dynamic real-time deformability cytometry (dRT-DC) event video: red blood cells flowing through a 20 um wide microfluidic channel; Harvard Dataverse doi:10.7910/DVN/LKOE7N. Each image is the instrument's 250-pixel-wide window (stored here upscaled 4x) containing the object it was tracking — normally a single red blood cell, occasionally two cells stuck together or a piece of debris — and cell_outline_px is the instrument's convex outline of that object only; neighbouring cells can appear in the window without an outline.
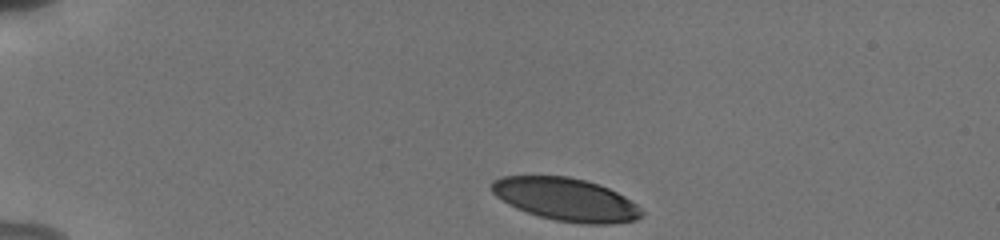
{"species": "human", "species_latin": "Homo sapiens", "temperature_condition": "cold", "stored_images_in_passage": 29, "camera_frame_rate_fps": 3000, "um_per_image_px": 0.085, "donor": {"sex": "male"}, "frame": {"image": 1, "passage_image": 1, "time_ms": 0.0, "image_size_px": [1000, 240], "cell_outline_px": [[644, 212], [636, 220], [608, 224], [584, 224], [556, 220], [540, 216], [516, 208], [508, 204], [496, 196], [492, 192], [492, 180], [500, 176], [568, 176], [600, 184], [624, 196], [636, 204]], "centroid_in_image_um": [48.1, 16.94], "position_along_channel_um": 36.9, "area_um2": 37.28}}
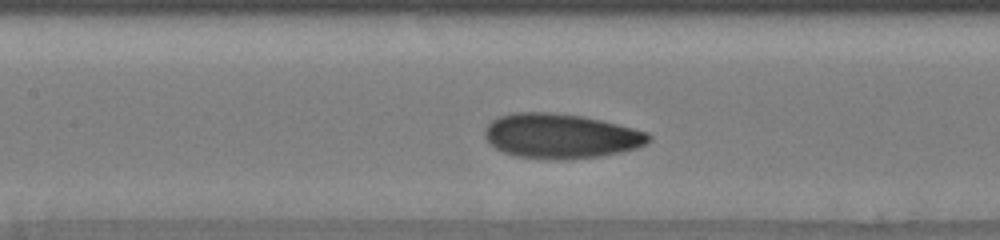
{"frame": {"image": 2, "passage_image": 11, "time_ms": 5.0, "image_size_px": [1000, 240], "cell_outline_px": [[652, 140], [648, 144], [636, 148], [620, 152], [600, 156], [564, 160], [552, 160], [516, 156], [504, 152], [496, 148], [484, 136], [484, 128], [492, 120], [500, 116], [512, 112], [552, 112], [580, 116], [600, 120], [648, 132], [652, 136]], "centroid_in_image_um": [47.67, 11.57], "position_along_channel_um": 159.7, "area_um2": 42.83}}
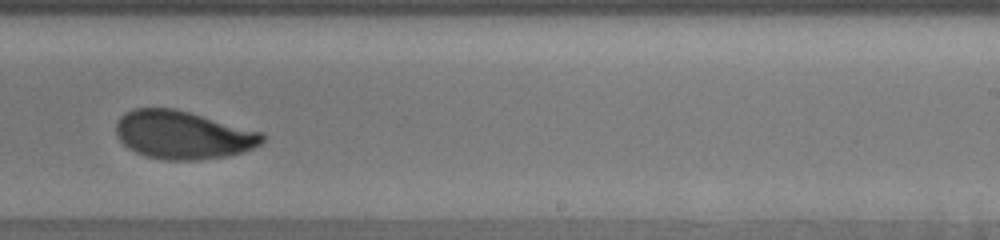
{"frame": {"image": 3, "passage_image": 17, "time_ms": 8.0, "image_size_px": [1000, 240], "cell_outline_px": [[264, 140], [260, 144], [244, 152], [224, 156], [196, 160], [164, 160], [144, 156], [128, 148], [116, 136], [116, 124], [120, 116], [124, 112], [132, 108], [176, 108], [264, 132]], "centroid_in_image_um": [15.53, 11.46], "position_along_channel_um": 273.5, "area_um2": 41.38}, "authors_computed_cell_mechanics": {"area_um2": 41.3848, "velocity_mm_per_s": 3.8122, "shape_relaxation_time_tau1_ms": 3.0453, "shape_relaxation_time_tau2_ms": 1.3101, "deformation_change_tau1": 0.144, "deformation_change_tau2": 0.062}}